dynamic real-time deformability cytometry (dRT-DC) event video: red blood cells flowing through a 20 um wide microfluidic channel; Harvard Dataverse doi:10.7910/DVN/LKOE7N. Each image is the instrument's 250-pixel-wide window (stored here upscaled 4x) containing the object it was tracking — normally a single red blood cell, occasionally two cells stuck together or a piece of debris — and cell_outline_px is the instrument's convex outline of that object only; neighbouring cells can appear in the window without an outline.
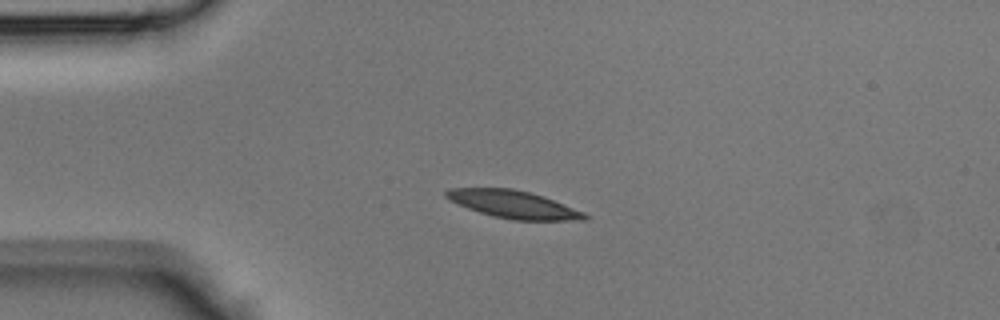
{"species": "Egyptian fruit bat (a non-hibernating species)", "species_latin": "Rousettus aegyptiacus", "temperature_condition": "room temperature", "stored_images_in_passage": 29, "camera_frame_rate_fps": 3000, "um_per_image_px": 0.085, "animal": {"sex": "male"}, "frame": {"image": 1, "passage_image": 4, "time_ms": 1.0, "image_size_px": [1000, 320], "cell_outline_px": [[588, 216], [584, 220], [512, 220], [492, 216], [468, 208], [448, 200], [444, 196], [444, 192], [448, 188], [512, 188], [544, 196], [584, 212]], "centroid_in_image_um": [43.6, 17.37], "position_along_channel_um": 41.4, "area_um2": 22.25}}
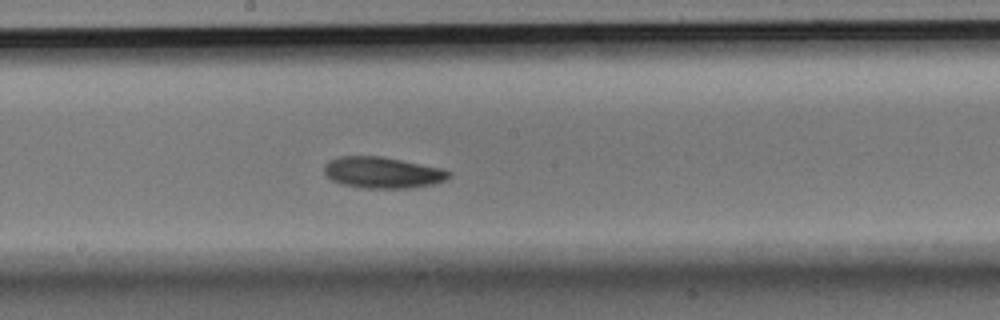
{"frame": {"image": 2, "passage_image": 17, "time_ms": 5.333, "image_size_px": [1000, 320], "cell_outline_px": [[452, 176], [444, 180], [432, 184], [408, 188], [360, 188], [340, 184], [332, 180], [324, 172], [324, 164], [328, 160], [340, 156], [384, 156], [440, 168], [452, 172]], "centroid_in_image_um": [32.49, 14.66], "position_along_channel_um": 215.7, "area_um2": 22.83}}
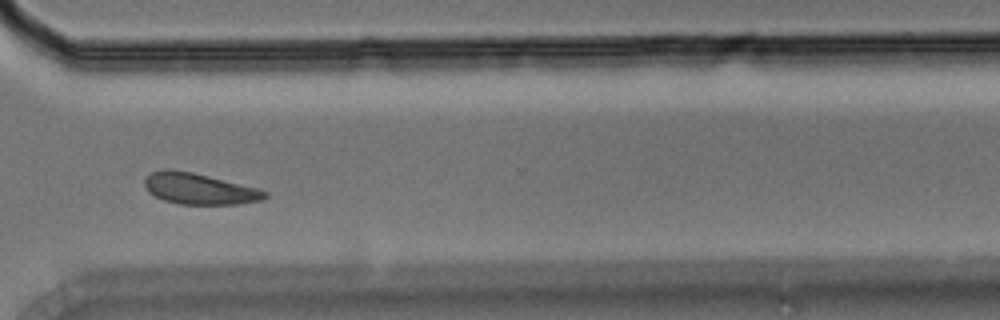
{"frame": {"image": 3, "passage_image": 26, "time_ms": 8.333, "image_size_px": [1000, 320], "cell_outline_px": [[268, 196], [264, 200], [236, 204], [180, 204], [164, 200], [148, 192], [144, 184], [144, 180], [152, 172], [164, 168], [168, 168], [192, 172], [256, 188], [268, 192]], "centroid_in_image_um": [16.92, 16.04], "position_along_channel_um": 353.7, "area_um2": 21.62}}